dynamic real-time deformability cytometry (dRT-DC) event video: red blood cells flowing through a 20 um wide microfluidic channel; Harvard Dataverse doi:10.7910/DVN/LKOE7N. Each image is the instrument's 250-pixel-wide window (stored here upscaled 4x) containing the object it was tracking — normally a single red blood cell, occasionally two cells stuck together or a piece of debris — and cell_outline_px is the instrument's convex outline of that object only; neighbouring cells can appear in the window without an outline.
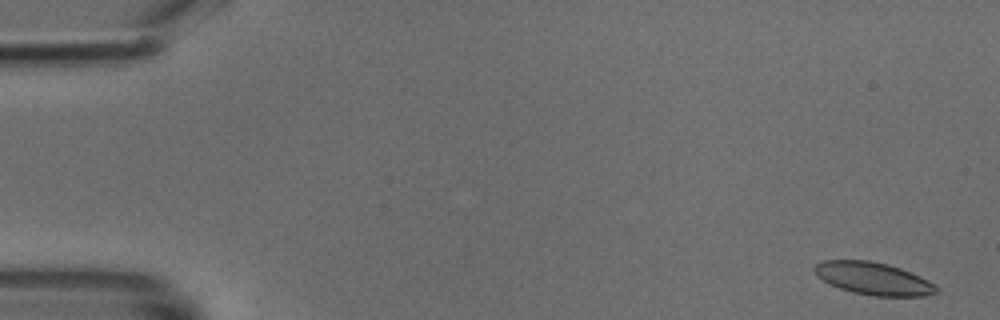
{"species": "common noctule bat (a hibernating species)", "species_latin": "Nyctalus noctula", "temperature_condition": "cold", "stored_images_in_passage": 49, "camera_frame_rate_fps": 3000, "um_per_image_px": 0.085, "animal": {"sex": "male", "body_mass_g": 18.8}, "frame": {"image": 1, "passage_image": 2, "time_ms": 0.333, "image_size_px": [1000, 320], "cell_outline_px": [[940, 292], [924, 296], [872, 296], [852, 292], [840, 288], [816, 276], [812, 268], [816, 264], [824, 260], [868, 260], [888, 264], [900, 268], [920, 276], [936, 284], [940, 288]], "centroid_in_image_um": [74.27, 23.68], "position_along_channel_um": 10.7, "area_um2": 23.24}}
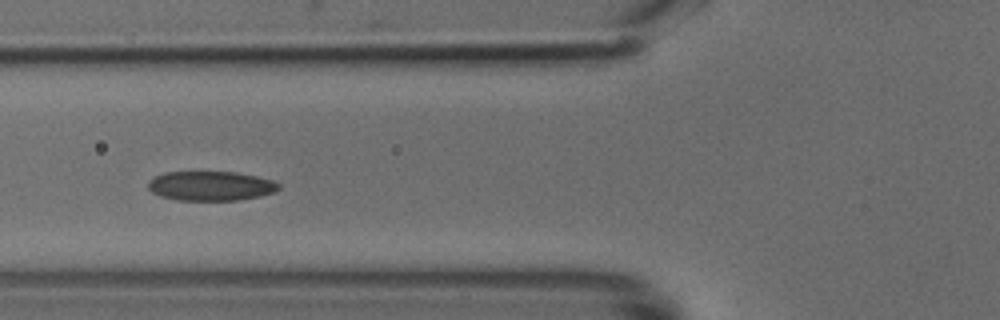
{"frame": {"image": 2, "passage_image": 19, "time_ms": 6.0, "image_size_px": [1000, 320], "cell_outline_px": [[280, 188], [276, 192], [260, 196], [240, 200], [176, 200], [160, 196], [152, 192], [148, 188], [148, 180], [164, 172], [236, 172], [256, 176], [272, 180], [280, 184]], "centroid_in_image_um": [17.92, 15.8], "position_along_channel_um": 107.9, "area_um2": 22.54}}
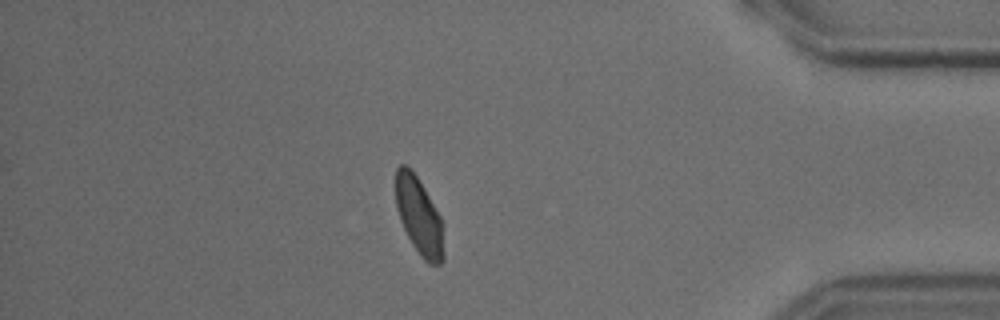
{"frame": {"image": 3, "passage_image": 43, "time_ms": 14.0, "image_size_px": [1000, 320], "cell_outline_px": [[444, 260], [440, 264], [428, 264], [420, 256], [412, 244], [400, 220], [396, 208], [396, 168], [400, 164], [404, 164], [416, 176], [424, 188], [440, 216], [444, 224]], "centroid_in_image_um": [35.65, 18.43], "position_along_channel_um": 399.6, "area_um2": 21.73}}